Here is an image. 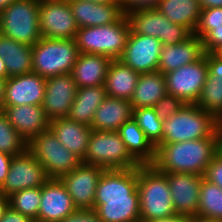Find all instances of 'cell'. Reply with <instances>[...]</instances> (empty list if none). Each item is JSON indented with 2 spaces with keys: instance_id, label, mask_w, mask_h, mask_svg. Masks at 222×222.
<instances>
[{
  "instance_id": "6da1fadb",
  "label": "cell",
  "mask_w": 222,
  "mask_h": 222,
  "mask_svg": "<svg viewBox=\"0 0 222 222\" xmlns=\"http://www.w3.org/2000/svg\"><path fill=\"white\" fill-rule=\"evenodd\" d=\"M138 168L104 170L93 210L102 222H140Z\"/></svg>"
},
{
  "instance_id": "7a4b0ae2",
  "label": "cell",
  "mask_w": 222,
  "mask_h": 222,
  "mask_svg": "<svg viewBox=\"0 0 222 222\" xmlns=\"http://www.w3.org/2000/svg\"><path fill=\"white\" fill-rule=\"evenodd\" d=\"M220 152V128L209 138L157 144L151 165L162 173L204 175L206 167Z\"/></svg>"
},
{
  "instance_id": "3957f363",
  "label": "cell",
  "mask_w": 222,
  "mask_h": 222,
  "mask_svg": "<svg viewBox=\"0 0 222 222\" xmlns=\"http://www.w3.org/2000/svg\"><path fill=\"white\" fill-rule=\"evenodd\" d=\"M221 124L212 113L196 104H185L177 113L163 121L162 140L158 144L209 138Z\"/></svg>"
},
{
  "instance_id": "277c9868",
  "label": "cell",
  "mask_w": 222,
  "mask_h": 222,
  "mask_svg": "<svg viewBox=\"0 0 222 222\" xmlns=\"http://www.w3.org/2000/svg\"><path fill=\"white\" fill-rule=\"evenodd\" d=\"M137 189L141 221L166 218L176 214L167 176L157 171L151 164L138 167Z\"/></svg>"
},
{
  "instance_id": "5b68a950",
  "label": "cell",
  "mask_w": 222,
  "mask_h": 222,
  "mask_svg": "<svg viewBox=\"0 0 222 222\" xmlns=\"http://www.w3.org/2000/svg\"><path fill=\"white\" fill-rule=\"evenodd\" d=\"M129 33V21L124 15L109 25L79 28L75 40L79 53L105 55L116 60L124 53Z\"/></svg>"
},
{
  "instance_id": "8992f818",
  "label": "cell",
  "mask_w": 222,
  "mask_h": 222,
  "mask_svg": "<svg viewBox=\"0 0 222 222\" xmlns=\"http://www.w3.org/2000/svg\"><path fill=\"white\" fill-rule=\"evenodd\" d=\"M79 50L75 39H41L32 46V72L43 78L72 73Z\"/></svg>"
},
{
  "instance_id": "52a82bcc",
  "label": "cell",
  "mask_w": 222,
  "mask_h": 222,
  "mask_svg": "<svg viewBox=\"0 0 222 222\" xmlns=\"http://www.w3.org/2000/svg\"><path fill=\"white\" fill-rule=\"evenodd\" d=\"M84 164L111 169H134L140 164L127 151L117 131L92 130L83 160Z\"/></svg>"
},
{
  "instance_id": "ba28073f",
  "label": "cell",
  "mask_w": 222,
  "mask_h": 222,
  "mask_svg": "<svg viewBox=\"0 0 222 222\" xmlns=\"http://www.w3.org/2000/svg\"><path fill=\"white\" fill-rule=\"evenodd\" d=\"M40 0H15L0 12V33L34 46L40 39Z\"/></svg>"
},
{
  "instance_id": "9c48e42d",
  "label": "cell",
  "mask_w": 222,
  "mask_h": 222,
  "mask_svg": "<svg viewBox=\"0 0 222 222\" xmlns=\"http://www.w3.org/2000/svg\"><path fill=\"white\" fill-rule=\"evenodd\" d=\"M27 150L41 163L48 178L59 179L82 163L59 142L50 128L27 142Z\"/></svg>"
},
{
  "instance_id": "30bf717a",
  "label": "cell",
  "mask_w": 222,
  "mask_h": 222,
  "mask_svg": "<svg viewBox=\"0 0 222 222\" xmlns=\"http://www.w3.org/2000/svg\"><path fill=\"white\" fill-rule=\"evenodd\" d=\"M125 15L132 32L157 38L162 45H175L193 35L187 27L169 21L157 8L137 10Z\"/></svg>"
},
{
  "instance_id": "8fae6325",
  "label": "cell",
  "mask_w": 222,
  "mask_h": 222,
  "mask_svg": "<svg viewBox=\"0 0 222 222\" xmlns=\"http://www.w3.org/2000/svg\"><path fill=\"white\" fill-rule=\"evenodd\" d=\"M207 73L205 53L196 62L164 74L167 93L180 98L185 104H196L205 85Z\"/></svg>"
},
{
  "instance_id": "7c38bea8",
  "label": "cell",
  "mask_w": 222,
  "mask_h": 222,
  "mask_svg": "<svg viewBox=\"0 0 222 222\" xmlns=\"http://www.w3.org/2000/svg\"><path fill=\"white\" fill-rule=\"evenodd\" d=\"M39 24L42 37L75 39L79 29L69 0H40Z\"/></svg>"
},
{
  "instance_id": "4fadbf2b",
  "label": "cell",
  "mask_w": 222,
  "mask_h": 222,
  "mask_svg": "<svg viewBox=\"0 0 222 222\" xmlns=\"http://www.w3.org/2000/svg\"><path fill=\"white\" fill-rule=\"evenodd\" d=\"M48 179L41 163L26 150L21 155L12 157L0 193L8 198L13 193L27 188L42 187Z\"/></svg>"
},
{
  "instance_id": "5bb4252c",
  "label": "cell",
  "mask_w": 222,
  "mask_h": 222,
  "mask_svg": "<svg viewBox=\"0 0 222 222\" xmlns=\"http://www.w3.org/2000/svg\"><path fill=\"white\" fill-rule=\"evenodd\" d=\"M104 170L102 167L81 163L59 178L77 209L93 210L97 184Z\"/></svg>"
},
{
  "instance_id": "9a60e30c",
  "label": "cell",
  "mask_w": 222,
  "mask_h": 222,
  "mask_svg": "<svg viewBox=\"0 0 222 222\" xmlns=\"http://www.w3.org/2000/svg\"><path fill=\"white\" fill-rule=\"evenodd\" d=\"M162 43L152 36H144L130 30L121 60L139 74L158 71Z\"/></svg>"
},
{
  "instance_id": "2e32d148",
  "label": "cell",
  "mask_w": 222,
  "mask_h": 222,
  "mask_svg": "<svg viewBox=\"0 0 222 222\" xmlns=\"http://www.w3.org/2000/svg\"><path fill=\"white\" fill-rule=\"evenodd\" d=\"M77 89L71 73L46 78L42 108L50 120L69 115Z\"/></svg>"
},
{
  "instance_id": "e0dca14e",
  "label": "cell",
  "mask_w": 222,
  "mask_h": 222,
  "mask_svg": "<svg viewBox=\"0 0 222 222\" xmlns=\"http://www.w3.org/2000/svg\"><path fill=\"white\" fill-rule=\"evenodd\" d=\"M169 182L176 214L194 219L198 213L202 176L191 173H164Z\"/></svg>"
},
{
  "instance_id": "ac0fdd59",
  "label": "cell",
  "mask_w": 222,
  "mask_h": 222,
  "mask_svg": "<svg viewBox=\"0 0 222 222\" xmlns=\"http://www.w3.org/2000/svg\"><path fill=\"white\" fill-rule=\"evenodd\" d=\"M46 79L35 72L9 77L5 81L4 107L42 105Z\"/></svg>"
},
{
  "instance_id": "d6986e66",
  "label": "cell",
  "mask_w": 222,
  "mask_h": 222,
  "mask_svg": "<svg viewBox=\"0 0 222 222\" xmlns=\"http://www.w3.org/2000/svg\"><path fill=\"white\" fill-rule=\"evenodd\" d=\"M77 208L60 179L49 178L41 190V203L38 219L47 222H60Z\"/></svg>"
},
{
  "instance_id": "ffe728a7",
  "label": "cell",
  "mask_w": 222,
  "mask_h": 222,
  "mask_svg": "<svg viewBox=\"0 0 222 222\" xmlns=\"http://www.w3.org/2000/svg\"><path fill=\"white\" fill-rule=\"evenodd\" d=\"M2 112L26 142L49 129L50 126V119L42 105L9 106L4 107Z\"/></svg>"
},
{
  "instance_id": "44dd1931",
  "label": "cell",
  "mask_w": 222,
  "mask_h": 222,
  "mask_svg": "<svg viewBox=\"0 0 222 222\" xmlns=\"http://www.w3.org/2000/svg\"><path fill=\"white\" fill-rule=\"evenodd\" d=\"M69 5L79 28L109 25L119 21L125 15L120 4L69 0Z\"/></svg>"
},
{
  "instance_id": "7402d4cb",
  "label": "cell",
  "mask_w": 222,
  "mask_h": 222,
  "mask_svg": "<svg viewBox=\"0 0 222 222\" xmlns=\"http://www.w3.org/2000/svg\"><path fill=\"white\" fill-rule=\"evenodd\" d=\"M204 54L202 40L194 34L184 42L175 45H163L158 63V72L166 74L181 66L196 62Z\"/></svg>"
},
{
  "instance_id": "603a6c76",
  "label": "cell",
  "mask_w": 222,
  "mask_h": 222,
  "mask_svg": "<svg viewBox=\"0 0 222 222\" xmlns=\"http://www.w3.org/2000/svg\"><path fill=\"white\" fill-rule=\"evenodd\" d=\"M49 128L64 147L83 160L92 131L90 126L60 117L50 120Z\"/></svg>"
},
{
  "instance_id": "cb8c5ba5",
  "label": "cell",
  "mask_w": 222,
  "mask_h": 222,
  "mask_svg": "<svg viewBox=\"0 0 222 222\" xmlns=\"http://www.w3.org/2000/svg\"><path fill=\"white\" fill-rule=\"evenodd\" d=\"M132 116L130 100L106 96L94 114L91 128L99 131H117Z\"/></svg>"
},
{
  "instance_id": "d4e9b609",
  "label": "cell",
  "mask_w": 222,
  "mask_h": 222,
  "mask_svg": "<svg viewBox=\"0 0 222 222\" xmlns=\"http://www.w3.org/2000/svg\"><path fill=\"white\" fill-rule=\"evenodd\" d=\"M111 61L105 55L80 53L71 73L77 87L104 85Z\"/></svg>"
},
{
  "instance_id": "484cf974",
  "label": "cell",
  "mask_w": 222,
  "mask_h": 222,
  "mask_svg": "<svg viewBox=\"0 0 222 222\" xmlns=\"http://www.w3.org/2000/svg\"><path fill=\"white\" fill-rule=\"evenodd\" d=\"M0 57L8 78L32 72V46L17 42L0 33Z\"/></svg>"
},
{
  "instance_id": "4316f807",
  "label": "cell",
  "mask_w": 222,
  "mask_h": 222,
  "mask_svg": "<svg viewBox=\"0 0 222 222\" xmlns=\"http://www.w3.org/2000/svg\"><path fill=\"white\" fill-rule=\"evenodd\" d=\"M139 75L121 60H112L104 84L106 95L130 100L135 91Z\"/></svg>"
},
{
  "instance_id": "83f0119b",
  "label": "cell",
  "mask_w": 222,
  "mask_h": 222,
  "mask_svg": "<svg viewBox=\"0 0 222 222\" xmlns=\"http://www.w3.org/2000/svg\"><path fill=\"white\" fill-rule=\"evenodd\" d=\"M167 94L163 73L154 71L140 74L130 99L133 109L153 107Z\"/></svg>"
},
{
  "instance_id": "f1b7e54d",
  "label": "cell",
  "mask_w": 222,
  "mask_h": 222,
  "mask_svg": "<svg viewBox=\"0 0 222 222\" xmlns=\"http://www.w3.org/2000/svg\"><path fill=\"white\" fill-rule=\"evenodd\" d=\"M106 96L104 85L78 88L67 117L91 127L94 114Z\"/></svg>"
},
{
  "instance_id": "f546056e",
  "label": "cell",
  "mask_w": 222,
  "mask_h": 222,
  "mask_svg": "<svg viewBox=\"0 0 222 222\" xmlns=\"http://www.w3.org/2000/svg\"><path fill=\"white\" fill-rule=\"evenodd\" d=\"M117 132L125 143L127 151L140 165L151 164L154 161L155 147L145 137L133 117L125 122Z\"/></svg>"
},
{
  "instance_id": "4dcf8cb0",
  "label": "cell",
  "mask_w": 222,
  "mask_h": 222,
  "mask_svg": "<svg viewBox=\"0 0 222 222\" xmlns=\"http://www.w3.org/2000/svg\"><path fill=\"white\" fill-rule=\"evenodd\" d=\"M156 8L169 21L187 27L192 33L199 23L202 10L198 0H161Z\"/></svg>"
},
{
  "instance_id": "1f68e13d",
  "label": "cell",
  "mask_w": 222,
  "mask_h": 222,
  "mask_svg": "<svg viewBox=\"0 0 222 222\" xmlns=\"http://www.w3.org/2000/svg\"><path fill=\"white\" fill-rule=\"evenodd\" d=\"M195 218L222 221V189L202 178Z\"/></svg>"
},
{
  "instance_id": "d6a6232c",
  "label": "cell",
  "mask_w": 222,
  "mask_h": 222,
  "mask_svg": "<svg viewBox=\"0 0 222 222\" xmlns=\"http://www.w3.org/2000/svg\"><path fill=\"white\" fill-rule=\"evenodd\" d=\"M196 105L212 113L222 122V74L207 73L205 85Z\"/></svg>"
},
{
  "instance_id": "836d02e7",
  "label": "cell",
  "mask_w": 222,
  "mask_h": 222,
  "mask_svg": "<svg viewBox=\"0 0 222 222\" xmlns=\"http://www.w3.org/2000/svg\"><path fill=\"white\" fill-rule=\"evenodd\" d=\"M42 187L27 188L8 197L9 206L21 214L38 219Z\"/></svg>"
},
{
  "instance_id": "e575fe53",
  "label": "cell",
  "mask_w": 222,
  "mask_h": 222,
  "mask_svg": "<svg viewBox=\"0 0 222 222\" xmlns=\"http://www.w3.org/2000/svg\"><path fill=\"white\" fill-rule=\"evenodd\" d=\"M133 119L144 132L145 137L155 147L162 140L163 120L153 107L133 109Z\"/></svg>"
},
{
  "instance_id": "d590c367",
  "label": "cell",
  "mask_w": 222,
  "mask_h": 222,
  "mask_svg": "<svg viewBox=\"0 0 222 222\" xmlns=\"http://www.w3.org/2000/svg\"><path fill=\"white\" fill-rule=\"evenodd\" d=\"M27 150V142L8 122L7 117L0 113V151L11 156L21 155Z\"/></svg>"
},
{
  "instance_id": "8d00e7d4",
  "label": "cell",
  "mask_w": 222,
  "mask_h": 222,
  "mask_svg": "<svg viewBox=\"0 0 222 222\" xmlns=\"http://www.w3.org/2000/svg\"><path fill=\"white\" fill-rule=\"evenodd\" d=\"M222 26V7L204 8L201 10L200 20L194 35L202 38L212 27Z\"/></svg>"
},
{
  "instance_id": "74e56055",
  "label": "cell",
  "mask_w": 222,
  "mask_h": 222,
  "mask_svg": "<svg viewBox=\"0 0 222 222\" xmlns=\"http://www.w3.org/2000/svg\"><path fill=\"white\" fill-rule=\"evenodd\" d=\"M184 105L185 103L180 98L167 93L153 108L158 117L164 121L177 113Z\"/></svg>"
},
{
  "instance_id": "f35d334b",
  "label": "cell",
  "mask_w": 222,
  "mask_h": 222,
  "mask_svg": "<svg viewBox=\"0 0 222 222\" xmlns=\"http://www.w3.org/2000/svg\"><path fill=\"white\" fill-rule=\"evenodd\" d=\"M201 40L205 53H218L222 49V26L212 27Z\"/></svg>"
},
{
  "instance_id": "ab89813d",
  "label": "cell",
  "mask_w": 222,
  "mask_h": 222,
  "mask_svg": "<svg viewBox=\"0 0 222 222\" xmlns=\"http://www.w3.org/2000/svg\"><path fill=\"white\" fill-rule=\"evenodd\" d=\"M203 178L222 189V154L219 152L206 167Z\"/></svg>"
},
{
  "instance_id": "60d3db41",
  "label": "cell",
  "mask_w": 222,
  "mask_h": 222,
  "mask_svg": "<svg viewBox=\"0 0 222 222\" xmlns=\"http://www.w3.org/2000/svg\"><path fill=\"white\" fill-rule=\"evenodd\" d=\"M161 0H119L124 14L137 10L156 8Z\"/></svg>"
},
{
  "instance_id": "b9f144b4",
  "label": "cell",
  "mask_w": 222,
  "mask_h": 222,
  "mask_svg": "<svg viewBox=\"0 0 222 222\" xmlns=\"http://www.w3.org/2000/svg\"><path fill=\"white\" fill-rule=\"evenodd\" d=\"M60 222H102L94 210H79L77 209L72 214L68 215Z\"/></svg>"
},
{
  "instance_id": "7bdbcfd3",
  "label": "cell",
  "mask_w": 222,
  "mask_h": 222,
  "mask_svg": "<svg viewBox=\"0 0 222 222\" xmlns=\"http://www.w3.org/2000/svg\"><path fill=\"white\" fill-rule=\"evenodd\" d=\"M206 63L210 74H222V56L219 53H206Z\"/></svg>"
},
{
  "instance_id": "ee69618b",
  "label": "cell",
  "mask_w": 222,
  "mask_h": 222,
  "mask_svg": "<svg viewBox=\"0 0 222 222\" xmlns=\"http://www.w3.org/2000/svg\"><path fill=\"white\" fill-rule=\"evenodd\" d=\"M32 219L21 214L12 207L8 206L5 210L0 222H31Z\"/></svg>"
},
{
  "instance_id": "f6af8a7d",
  "label": "cell",
  "mask_w": 222,
  "mask_h": 222,
  "mask_svg": "<svg viewBox=\"0 0 222 222\" xmlns=\"http://www.w3.org/2000/svg\"><path fill=\"white\" fill-rule=\"evenodd\" d=\"M13 156L0 151V188L3 186Z\"/></svg>"
},
{
  "instance_id": "bcb514c9",
  "label": "cell",
  "mask_w": 222,
  "mask_h": 222,
  "mask_svg": "<svg viewBox=\"0 0 222 222\" xmlns=\"http://www.w3.org/2000/svg\"><path fill=\"white\" fill-rule=\"evenodd\" d=\"M191 218L184 216V215H179L175 214L170 217L166 218H160V219H154V220H148V221H140V222H191Z\"/></svg>"
},
{
  "instance_id": "7dc6e473",
  "label": "cell",
  "mask_w": 222,
  "mask_h": 222,
  "mask_svg": "<svg viewBox=\"0 0 222 222\" xmlns=\"http://www.w3.org/2000/svg\"><path fill=\"white\" fill-rule=\"evenodd\" d=\"M201 5V9L222 7V0H198Z\"/></svg>"
},
{
  "instance_id": "c3c4849f",
  "label": "cell",
  "mask_w": 222,
  "mask_h": 222,
  "mask_svg": "<svg viewBox=\"0 0 222 222\" xmlns=\"http://www.w3.org/2000/svg\"><path fill=\"white\" fill-rule=\"evenodd\" d=\"M8 206H9V199L0 193V219L2 218Z\"/></svg>"
},
{
  "instance_id": "681fc988",
  "label": "cell",
  "mask_w": 222,
  "mask_h": 222,
  "mask_svg": "<svg viewBox=\"0 0 222 222\" xmlns=\"http://www.w3.org/2000/svg\"><path fill=\"white\" fill-rule=\"evenodd\" d=\"M5 81L0 79V110H3L4 96H5Z\"/></svg>"
},
{
  "instance_id": "f907efd6",
  "label": "cell",
  "mask_w": 222,
  "mask_h": 222,
  "mask_svg": "<svg viewBox=\"0 0 222 222\" xmlns=\"http://www.w3.org/2000/svg\"><path fill=\"white\" fill-rule=\"evenodd\" d=\"M8 78L7 69L3 59L0 57V79L6 80Z\"/></svg>"
},
{
  "instance_id": "816d5d0a",
  "label": "cell",
  "mask_w": 222,
  "mask_h": 222,
  "mask_svg": "<svg viewBox=\"0 0 222 222\" xmlns=\"http://www.w3.org/2000/svg\"><path fill=\"white\" fill-rule=\"evenodd\" d=\"M99 4H119V0H83Z\"/></svg>"
},
{
  "instance_id": "f5cc1de1",
  "label": "cell",
  "mask_w": 222,
  "mask_h": 222,
  "mask_svg": "<svg viewBox=\"0 0 222 222\" xmlns=\"http://www.w3.org/2000/svg\"><path fill=\"white\" fill-rule=\"evenodd\" d=\"M15 0H0V12Z\"/></svg>"
},
{
  "instance_id": "db71d44e",
  "label": "cell",
  "mask_w": 222,
  "mask_h": 222,
  "mask_svg": "<svg viewBox=\"0 0 222 222\" xmlns=\"http://www.w3.org/2000/svg\"><path fill=\"white\" fill-rule=\"evenodd\" d=\"M191 222H222V221L194 218L191 220Z\"/></svg>"
},
{
  "instance_id": "11a10c76",
  "label": "cell",
  "mask_w": 222,
  "mask_h": 222,
  "mask_svg": "<svg viewBox=\"0 0 222 222\" xmlns=\"http://www.w3.org/2000/svg\"><path fill=\"white\" fill-rule=\"evenodd\" d=\"M220 153L222 154V124L220 126Z\"/></svg>"
},
{
  "instance_id": "9f6ffc18",
  "label": "cell",
  "mask_w": 222,
  "mask_h": 222,
  "mask_svg": "<svg viewBox=\"0 0 222 222\" xmlns=\"http://www.w3.org/2000/svg\"><path fill=\"white\" fill-rule=\"evenodd\" d=\"M31 222H47V221H42V220H39V219H33Z\"/></svg>"
},
{
  "instance_id": "6f0895ef",
  "label": "cell",
  "mask_w": 222,
  "mask_h": 222,
  "mask_svg": "<svg viewBox=\"0 0 222 222\" xmlns=\"http://www.w3.org/2000/svg\"><path fill=\"white\" fill-rule=\"evenodd\" d=\"M218 53L222 56V49Z\"/></svg>"
}]
</instances>
